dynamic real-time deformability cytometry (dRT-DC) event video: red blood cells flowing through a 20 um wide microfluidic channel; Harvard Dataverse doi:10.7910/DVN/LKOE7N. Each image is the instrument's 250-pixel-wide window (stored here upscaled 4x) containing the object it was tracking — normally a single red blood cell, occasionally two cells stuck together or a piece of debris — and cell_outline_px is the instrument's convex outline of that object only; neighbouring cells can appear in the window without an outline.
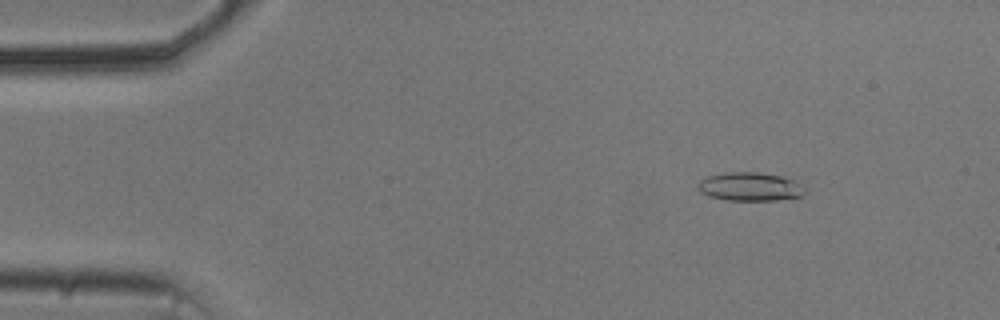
{"species": "common noctule bat (a hibernating species)", "species_latin": "Nyctalus noctula", "temperature_condition": "cold", "stored_images_in_passage": 54, "camera_frame_rate_fps": 3000, "um_per_image_px": 0.085, "animal": {"sex": "male", "body_mass_g": 20.5, "forearm_length_mm": 52.5}, "frame": {"image": 1, "passage_image": 7, "time_ms": 2.0, "image_size_px": [1000, 320], "cell_outline_px": [[804, 192], [800, 196], [792, 200], [724, 200], [708, 196], [700, 192], [696, 184], [700, 180], [708, 176], [724, 172], [756, 172], [780, 176], [804, 184]], "centroid_in_image_um": [63.75, 15.88], "position_along_channel_um": 21.3, "area_um2": 18.03}}
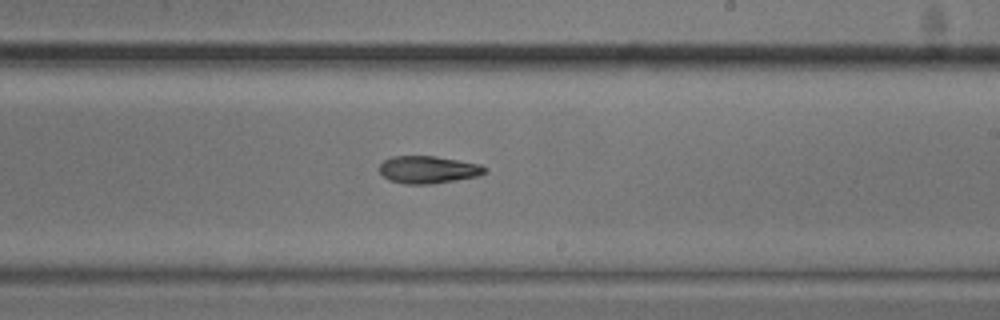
{"frame": {"image": 2, "passage_image": 32, "time_ms": 10.333, "image_size_px": [1000, 320], "cell_outline_px": [[488, 172], [480, 176], [432, 184], [404, 184], [388, 180], [380, 172], [380, 164], [384, 160], [392, 156], [436, 156], [480, 164], [488, 168]], "centroid_in_image_um": [36.43, 14.42], "position_along_channel_um": 252.6, "area_um2": 17.05}}
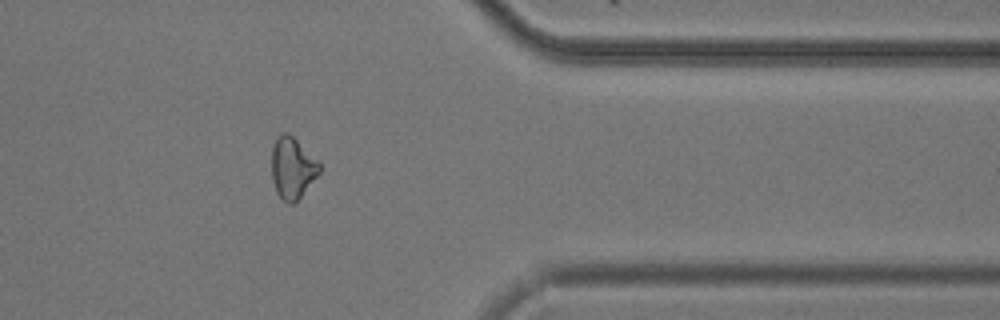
{"frame": {"image": 3, "passage_image": 44, "time_ms": 14.333, "image_size_px": [1000, 320], "cell_outline_px": [[320, 172], [300, 196], [292, 204], [288, 204], [276, 192], [272, 180], [272, 144], [276, 136], [280, 132], [288, 132], [320, 160]], "centroid_in_image_um": [24.85, 14.21], "position_along_channel_um": 386.6, "area_um2": 17.28}, "authors_computed_cell_mechanics": {"area_um2": 17.3978, "velocity_mm_per_s": 3.7259, "shape_relaxation_time_tau1_ms": 4.5459, "shape_relaxation_time_tau2_ms": 7.5391, "deformation_change_tau1": 0.1157, "deformation_change_tau2": 0.1787}}